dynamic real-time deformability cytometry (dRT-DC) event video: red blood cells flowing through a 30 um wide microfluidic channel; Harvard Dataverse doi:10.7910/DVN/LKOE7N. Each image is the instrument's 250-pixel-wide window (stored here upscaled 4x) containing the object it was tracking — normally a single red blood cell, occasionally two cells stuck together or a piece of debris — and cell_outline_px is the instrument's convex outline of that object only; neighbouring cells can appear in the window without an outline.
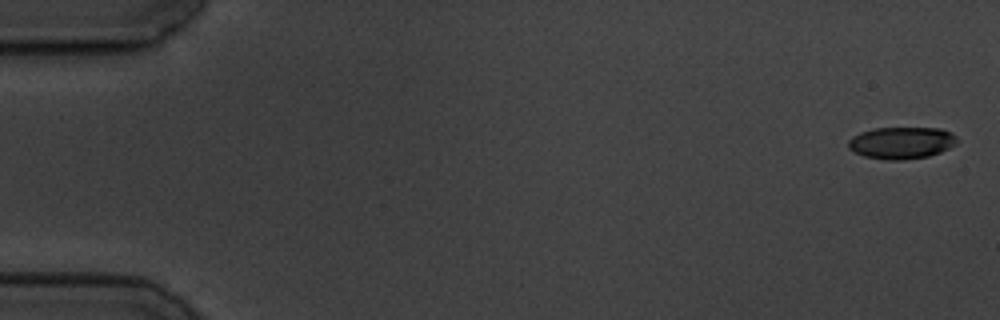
{"species": "common noctule bat (a hibernating species)", "species_latin": "Nyctalus noctula", "temperature_condition": "cold", "stored_images_in_passage": 7, "camera_frame_rate_fps": 3000, "um_per_image_px": 0.085, "animal": {"sex": "male", "body_mass_g": 19.5, "forearm_length_mm": 54.6}, "frame": {"image": 1, "passage_image": 1, "time_ms": 0.0, "image_size_px": [1000, 320], "cell_outline_px": [[960, 140], [956, 144], [940, 152], [928, 156], [904, 160], [888, 160], [864, 156], [848, 148], [848, 140], [852, 136], [860, 132], [872, 128], [940, 128], [952, 132]], "centroid_in_image_um": [76.64, 12.13], "position_along_channel_um": 8.4, "area_um2": 20.4}}
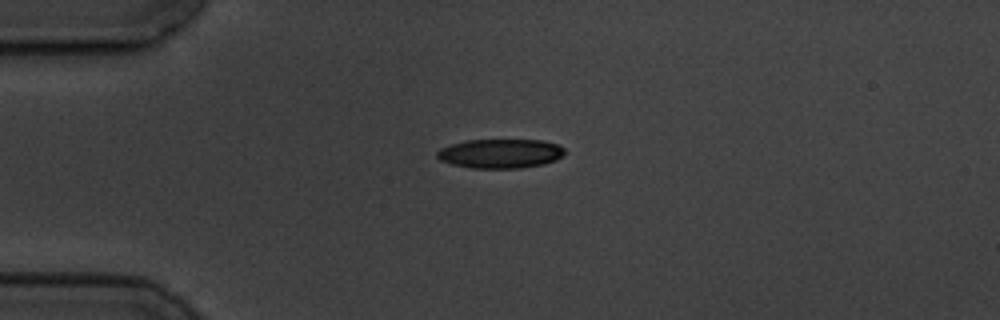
{"frame": {"image": 2, "passage_image": 5, "time_ms": 4.333, "image_size_px": [1000, 320], "cell_outline_px": [[564, 156], [556, 160], [544, 164], [520, 168], [472, 168], [452, 164], [440, 160], [436, 156], [436, 152], [440, 148], [452, 144], [468, 140], [540, 140], [556, 144], [564, 148]], "centroid_in_image_um": [42.53, 13.05], "position_along_channel_um": 42.5, "area_um2": 21.73}}
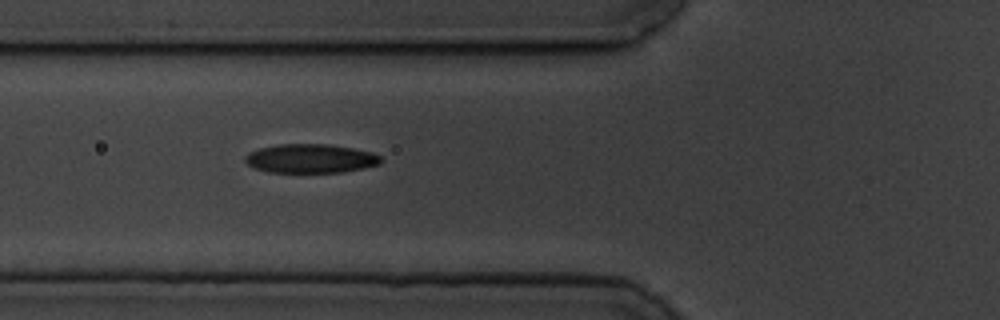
{"frame": {"image": 3, "passage_image": 7, "time_ms": 6.667, "image_size_px": [1000, 320], "cell_outline_px": [[384, 160], [380, 164], [364, 168], [344, 172], [268, 172], [252, 168], [244, 160], [244, 156], [248, 152], [260, 148], [276, 144], [328, 144], [352, 148], [372, 152], [380, 156]], "centroid_in_image_um": [26.38, 13.47], "position_along_channel_um": 99.4, "area_um2": 23.12}}